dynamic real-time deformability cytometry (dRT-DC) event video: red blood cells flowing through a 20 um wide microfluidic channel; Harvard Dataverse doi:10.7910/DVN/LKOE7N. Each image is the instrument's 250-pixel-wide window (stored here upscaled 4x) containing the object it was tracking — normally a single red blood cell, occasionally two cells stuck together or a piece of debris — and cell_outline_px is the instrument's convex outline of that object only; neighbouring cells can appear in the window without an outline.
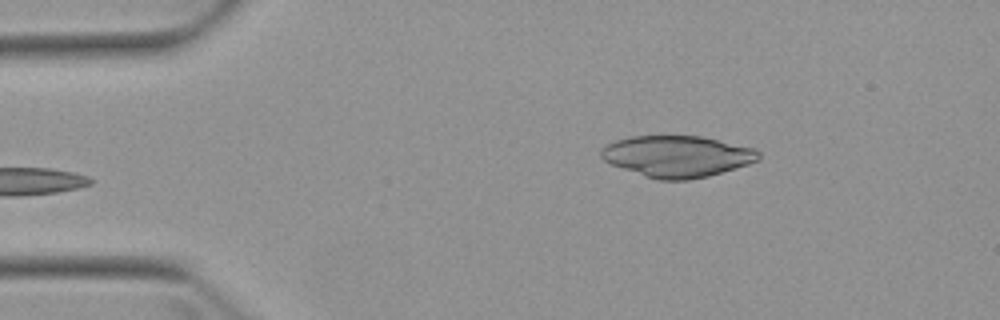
{"species": "Egyptian fruit bat (a non-hibernating species)", "species_latin": "Rousettus aegyptiacus", "temperature_condition": "warm", "stored_images_in_passage": 3, "camera_frame_rate_fps": 3000, "um_per_image_px": 0.085, "animal": {"sex": "female"}, "frame": {"image": 1, "passage_image": 3, "time_ms": 3.333, "image_size_px": [1000, 320], "cell_outline_px": [[760, 160], [748, 164], [708, 176], [688, 180], [660, 180], [644, 176], [612, 164], [604, 160], [600, 156], [600, 148], [616, 140], [628, 136], [700, 136], [756, 148], [760, 152]], "centroid_in_image_um": [57.56, 13.28], "position_along_channel_um": 27.4, "area_um2": 37.97}}